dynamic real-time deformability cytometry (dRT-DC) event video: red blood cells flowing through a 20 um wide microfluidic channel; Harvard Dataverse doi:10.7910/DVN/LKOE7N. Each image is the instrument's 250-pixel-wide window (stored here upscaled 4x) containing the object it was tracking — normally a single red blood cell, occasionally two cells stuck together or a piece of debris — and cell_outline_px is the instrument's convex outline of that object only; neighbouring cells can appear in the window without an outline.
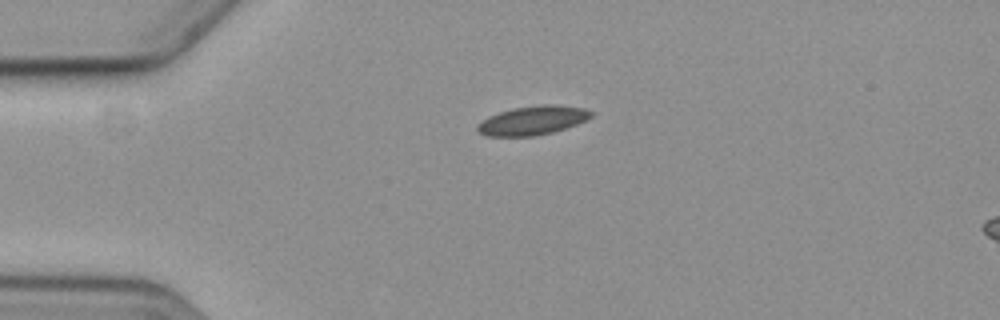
{"species": "common noctule bat (a hibernating species)", "species_latin": "Nyctalus noctula", "temperature_condition": "cold", "stored_images_in_passage": 3, "camera_frame_rate_fps": 3000, "um_per_image_px": 0.085, "animal": {"sex": "female", "body_mass_g": 19.3, "forearm_length_mm": 54.1}, "frame": {"image": 1, "passage_image": 1, "time_ms": 0.0, "image_size_px": [1000, 320], "cell_outline_px": [[592, 116], [588, 120], [552, 132], [532, 136], [488, 136], [476, 132], [476, 124], [488, 116], [512, 108], [540, 104], [556, 104], [584, 108], [592, 112]], "centroid_in_image_um": [45.24, 10.23], "position_along_channel_um": 39.8, "area_um2": 19.31}}